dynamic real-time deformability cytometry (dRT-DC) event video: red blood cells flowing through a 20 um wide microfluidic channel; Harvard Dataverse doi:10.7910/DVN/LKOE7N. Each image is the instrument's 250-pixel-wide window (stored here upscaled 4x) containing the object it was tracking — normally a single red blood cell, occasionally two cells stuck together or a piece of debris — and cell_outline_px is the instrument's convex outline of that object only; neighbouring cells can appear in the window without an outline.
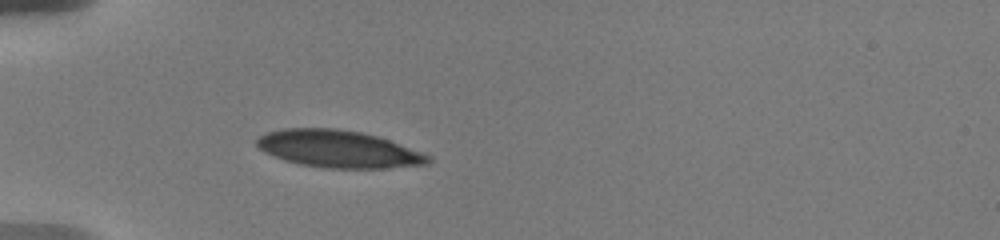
{"species": "human", "species_latin": "Homo sapiens", "temperature_condition": "warm", "stored_images_in_passage": 10, "camera_frame_rate_fps": 3000, "um_per_image_px": 0.085, "donor": {"sex": "male"}, "frame": {"image": 1, "passage_image": 1, "time_ms": 0.0, "image_size_px": [1000, 240], "cell_outline_px": [[432, 160], [428, 164], [384, 168], [328, 168], [300, 164], [284, 160], [264, 152], [256, 144], [256, 140], [260, 136], [268, 132], [284, 128], [336, 128], [360, 132], [376, 136], [388, 140], [432, 156]], "centroid_in_image_um": [28.76, 12.66], "position_along_channel_um": 56.2, "area_um2": 36.93}}
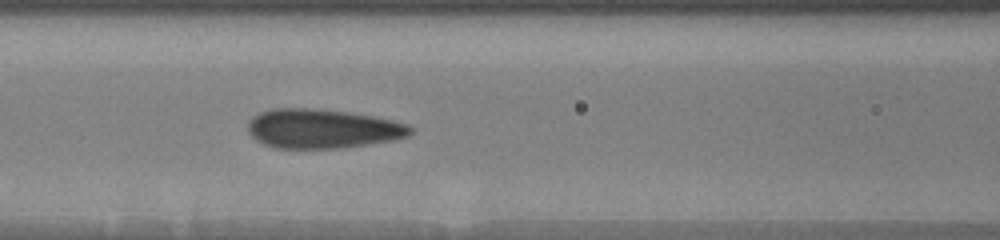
{"frame": {"image": 2, "passage_image": 7, "time_ms": 2.667, "image_size_px": [1000, 240], "cell_outline_px": [[412, 132], [408, 136], [392, 140], [336, 148], [276, 148], [264, 144], [256, 140], [248, 132], [248, 120], [252, 116], [260, 112], [272, 108], [316, 108], [348, 112], [372, 116], [392, 120], [408, 124], [412, 128]], "centroid_in_image_um": [27.36, 10.92], "position_along_channel_um": 139.2, "area_um2": 37.11}}
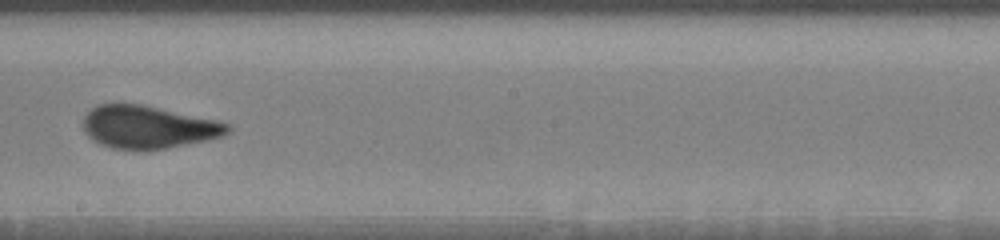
{"frame": {"image": 3, "passage_image": 10, "time_ms": 5.333, "image_size_px": [1000, 240], "cell_outline_px": [[232, 128], [224, 136], [208, 140], [164, 148], [112, 148], [100, 144], [88, 136], [84, 132], [84, 116], [96, 104], [112, 100], [116, 100], [140, 104], [216, 120], [228, 124]], "centroid_in_image_um": [12.54, 10.74], "position_along_channel_um": 235.7, "area_um2": 36.01}}